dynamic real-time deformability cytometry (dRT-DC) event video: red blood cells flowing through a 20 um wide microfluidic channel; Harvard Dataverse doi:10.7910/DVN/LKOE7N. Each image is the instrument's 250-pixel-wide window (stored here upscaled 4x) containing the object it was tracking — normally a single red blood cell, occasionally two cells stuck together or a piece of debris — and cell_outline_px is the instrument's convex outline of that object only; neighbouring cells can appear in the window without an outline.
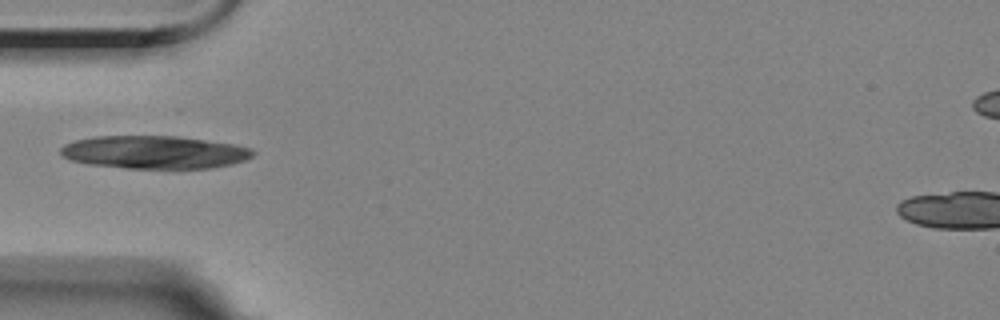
{"species": "Egyptian fruit bat (a non-hibernating species)", "species_latin": "Rousettus aegyptiacus", "temperature_condition": "room temperature", "stored_images_in_passage": 7, "camera_frame_rate_fps": 3000, "um_per_image_px": 0.085, "animal": {"sex": "female"}, "frame": {"image": 1, "passage_image": 2, "time_ms": 2.333, "image_size_px": [1000, 320], "cell_outline_px": [[256, 152], [252, 156], [244, 160], [232, 164], [212, 168], [128, 168], [88, 164], [72, 160], [60, 156], [60, 148], [64, 144], [76, 140], [92, 136], [176, 136], [236, 144], [252, 148]], "centroid_in_image_um": [13.13, 12.93], "position_along_channel_um": 71.9, "area_um2": 37.05}}
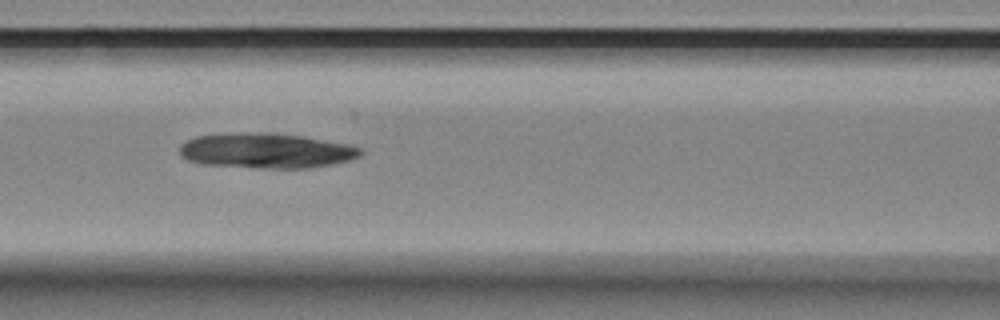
{"frame": {"image": 2, "passage_image": 4, "time_ms": 4.333, "image_size_px": [1000, 320], "cell_outline_px": [[364, 152], [360, 156], [348, 160], [332, 164], [308, 168], [268, 168], [200, 164], [188, 160], [180, 156], [180, 144], [196, 136], [228, 132], [276, 132], [304, 136], [352, 144], [364, 148]], "centroid_in_image_um": [22.66, 12.78], "position_along_channel_um": 143.9, "area_um2": 37.69}}
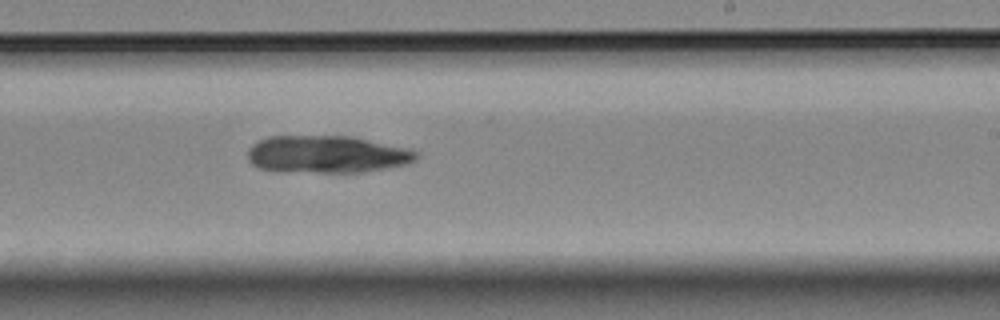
{"frame": {"image": 3, "passage_image": 7, "time_ms": 7.667, "image_size_px": [1000, 320], "cell_outline_px": [[420, 156], [416, 160], [404, 164], [360, 172], [288, 172], [256, 168], [248, 160], [248, 148], [252, 144], [268, 136], [352, 136], [412, 148], [420, 152]], "centroid_in_image_um": [27.8, 13.11], "position_along_channel_um": 261.2, "area_um2": 37.11}}